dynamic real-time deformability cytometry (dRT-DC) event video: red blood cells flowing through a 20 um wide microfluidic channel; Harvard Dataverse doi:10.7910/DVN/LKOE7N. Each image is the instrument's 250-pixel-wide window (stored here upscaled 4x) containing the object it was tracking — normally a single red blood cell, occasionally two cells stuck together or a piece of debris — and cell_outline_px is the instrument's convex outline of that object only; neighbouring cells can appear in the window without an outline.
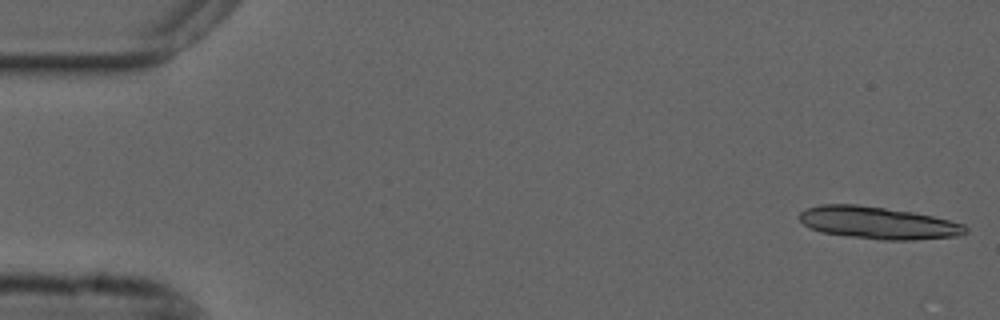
{"species": "common noctule bat (a hibernating species)", "species_latin": "Nyctalus noctula", "temperature_condition": "cold", "stored_images_in_passage": 15, "camera_frame_rate_fps": 3000, "um_per_image_px": 0.085, "animal": {"sex": "male", "forearm_length_mm": 52.5}, "frame": {"image": 1, "passage_image": 1, "time_ms": 0.0, "image_size_px": [1000, 320], "cell_outline_px": [[968, 232], [956, 236], [912, 240], [884, 240], [820, 232], [804, 224], [800, 220], [800, 212], [804, 208], [820, 204], [856, 204], [912, 212], [932, 216], [964, 224], [968, 228]], "centroid_in_image_um": [74.62, 18.93], "position_along_channel_um": 10.4, "area_um2": 30.98}}